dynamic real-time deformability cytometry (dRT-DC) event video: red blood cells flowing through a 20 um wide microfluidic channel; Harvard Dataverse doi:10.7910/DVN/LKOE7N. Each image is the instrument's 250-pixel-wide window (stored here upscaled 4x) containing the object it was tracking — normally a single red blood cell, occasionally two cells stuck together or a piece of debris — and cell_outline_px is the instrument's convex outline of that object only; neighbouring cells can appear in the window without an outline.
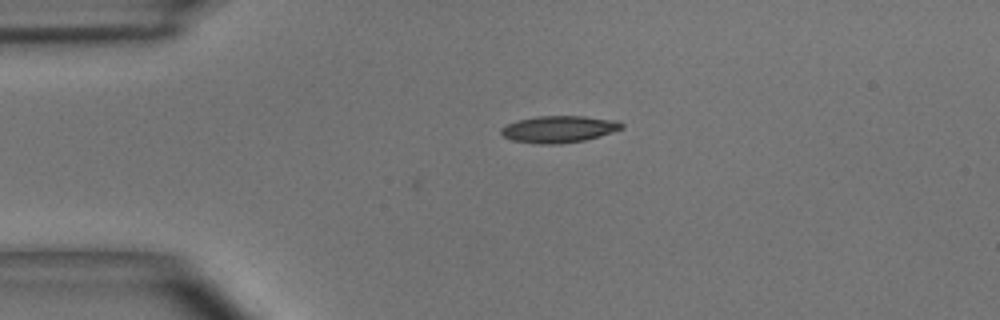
{"species": "common noctule bat (a hibernating species)", "species_latin": "Nyctalus noctula", "temperature_condition": "room temperature", "stored_images_in_passage": 6, "camera_frame_rate_fps": 3000, "um_per_image_px": 0.085, "animal": {"sex": "male", "body_mass_g": 15.6}, "frame": {"image": 1, "passage_image": 6, "time_ms": 1.667, "image_size_px": [1000, 320], "cell_outline_px": [[624, 128], [600, 136], [584, 140], [560, 144], [540, 144], [512, 140], [504, 136], [500, 132], [500, 128], [516, 120], [536, 116], [584, 116], [620, 120], [624, 124]], "centroid_in_image_um": [47.54, 10.97], "position_along_channel_um": 37.5, "area_um2": 19.02}}